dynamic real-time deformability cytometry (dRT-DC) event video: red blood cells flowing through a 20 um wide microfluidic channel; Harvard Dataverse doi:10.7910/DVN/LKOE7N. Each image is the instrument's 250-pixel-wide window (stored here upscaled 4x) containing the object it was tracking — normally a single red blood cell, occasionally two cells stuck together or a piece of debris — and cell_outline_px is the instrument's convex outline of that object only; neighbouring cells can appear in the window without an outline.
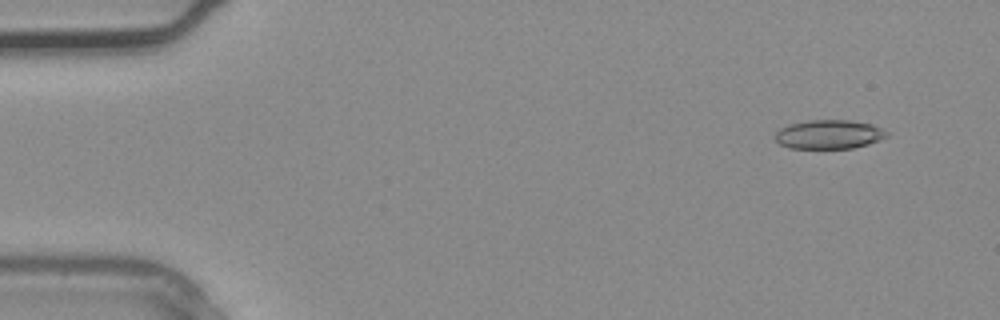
{"species": "common noctule bat (a hibernating species)", "species_latin": "Nyctalus noctula", "temperature_condition": "warm", "stored_images_in_passage": 4, "camera_frame_rate_fps": 3000, "um_per_image_px": 0.085, "animal": {"sex": "male", "body_mass_g": 20.4}, "frame": {"image": 1, "passage_image": 1, "time_ms": 0.0, "image_size_px": [1000, 320], "cell_outline_px": [[888, 136], [880, 140], [868, 144], [852, 148], [788, 148], [780, 144], [772, 136], [780, 128], [788, 124], [808, 120], [852, 120], [872, 124], [888, 132]], "centroid_in_image_um": [70.44, 11.42], "position_along_channel_um": 14.6, "area_um2": 19.02}}
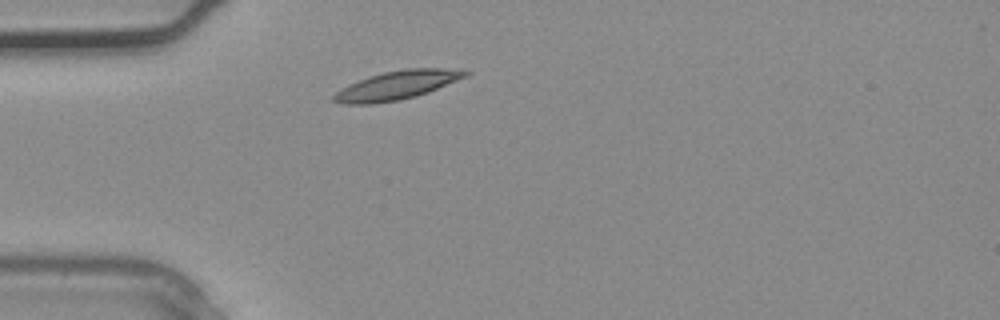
{"frame": {"image": 2, "passage_image": 4, "time_ms": 1.0, "image_size_px": [1000, 320], "cell_outline_px": [[472, 72], [468, 76], [428, 92], [416, 96], [400, 100], [372, 104], [344, 104], [332, 100], [332, 96], [340, 88], [368, 76], [384, 72], [404, 68], [440, 68]], "centroid_in_image_um": [33.71, 7.25], "position_along_channel_um": 51.3, "area_um2": 21.96}}